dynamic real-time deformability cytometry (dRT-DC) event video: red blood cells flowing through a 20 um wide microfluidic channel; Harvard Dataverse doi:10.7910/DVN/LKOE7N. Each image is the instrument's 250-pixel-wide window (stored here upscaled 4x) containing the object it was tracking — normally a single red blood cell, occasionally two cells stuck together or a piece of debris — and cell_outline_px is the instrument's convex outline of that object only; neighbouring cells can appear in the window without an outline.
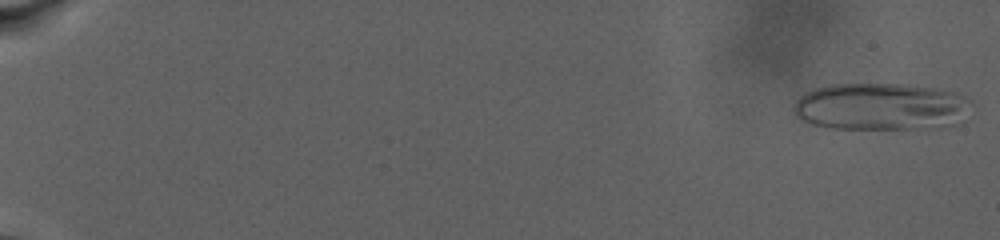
{"species": "human", "species_latin": "Homo sapiens", "temperature_condition": "warm", "stored_images_in_passage": 52, "camera_frame_rate_fps": 3000, "um_per_image_px": 0.085, "donor": {"sex": "male"}, "frame": {"image": 1, "passage_image": 1, "time_ms": 0.0, "image_size_px": [1000, 240], "cell_outline_px": [[972, 100], [948, 116], [908, 128], [832, 128], [812, 124], [800, 120], [796, 116], [792, 108], [796, 100], [800, 96], [816, 88], [832, 84], [908, 84], [956, 92]], "centroid_in_image_um": [74.46, 8.98], "position_along_channel_um": 10.5, "area_um2": 45.55}}
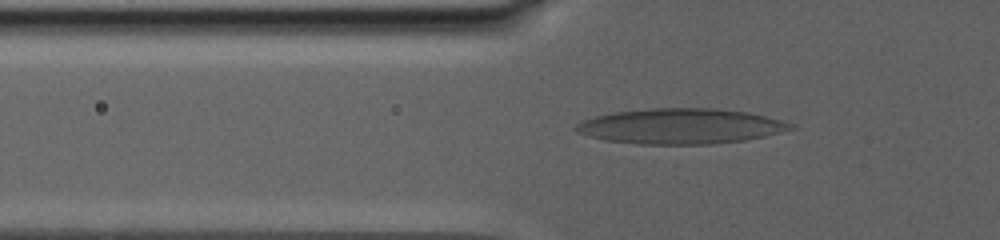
{"frame": {"image": 2, "passage_image": 44, "time_ms": 10.0, "image_size_px": [1000, 240], "cell_outline_px": [[796, 128], [764, 136], [744, 140], [712, 144], [636, 144], [604, 140], [588, 136], [576, 132], [572, 128], [580, 120], [596, 116], [616, 112], [652, 108], [716, 108], [748, 112], [796, 124]], "centroid_in_image_um": [57.82, 10.73], "position_along_channel_um": 68.0, "area_um2": 44.33}}
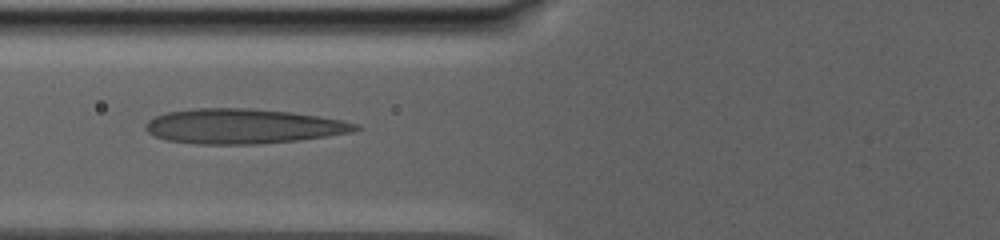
{"frame": {"image": 3, "passage_image": 51, "time_ms": 11.667, "image_size_px": [1000, 240], "cell_outline_px": [[364, 128], [352, 132], [300, 140], [260, 144], [196, 144], [164, 140], [148, 132], [144, 128], [144, 124], [148, 120], [156, 116], [168, 112], [196, 108], [248, 108], [292, 112], [320, 116], [360, 124]], "centroid_in_image_um": [20.67, 10.73], "position_along_channel_um": 105.1, "area_um2": 42.89}}